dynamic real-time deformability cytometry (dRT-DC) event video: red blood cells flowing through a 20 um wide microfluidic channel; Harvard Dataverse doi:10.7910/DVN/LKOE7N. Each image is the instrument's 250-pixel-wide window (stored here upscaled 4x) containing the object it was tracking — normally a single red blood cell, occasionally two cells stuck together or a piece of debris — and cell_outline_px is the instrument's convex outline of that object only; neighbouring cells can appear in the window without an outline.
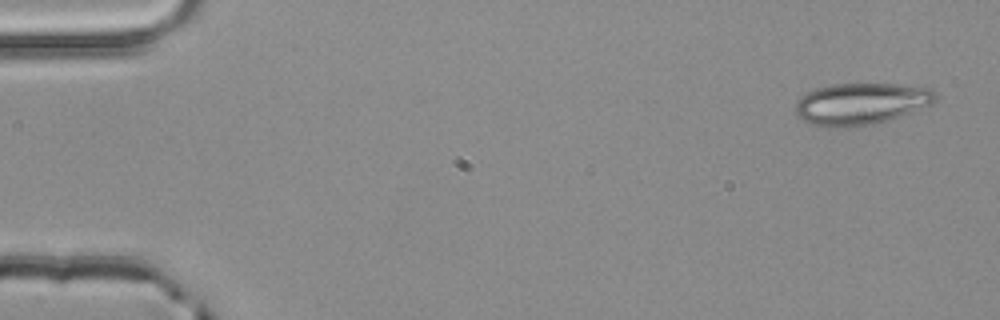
{"species": "common noctule bat (a hibernating species)", "species_latin": "Nyctalus noctula", "temperature_condition": "room temperature", "stored_images_in_passage": 3, "segment_of_instrument_passage": [2, 2], "camera_frame_rate_fps": 3000, "um_per_image_px": 0.085, "animal": {"sex": "male", "body_mass_g": 20.4}, "frame": {"image": 1, "passage_image": 3, "time_ms": 0.667, "image_size_px": [1000, 320], "cell_outline_px": [[936, 100], [932, 104], [900, 116], [876, 124], [844, 128], [828, 128], [812, 124], [796, 116], [796, 100], [800, 96], [816, 88], [832, 84], [896, 84], [932, 88], [936, 92]], "centroid_in_image_um": [73.17, 8.83], "position_along_channel_um": 11.8, "area_um2": 34.33}}